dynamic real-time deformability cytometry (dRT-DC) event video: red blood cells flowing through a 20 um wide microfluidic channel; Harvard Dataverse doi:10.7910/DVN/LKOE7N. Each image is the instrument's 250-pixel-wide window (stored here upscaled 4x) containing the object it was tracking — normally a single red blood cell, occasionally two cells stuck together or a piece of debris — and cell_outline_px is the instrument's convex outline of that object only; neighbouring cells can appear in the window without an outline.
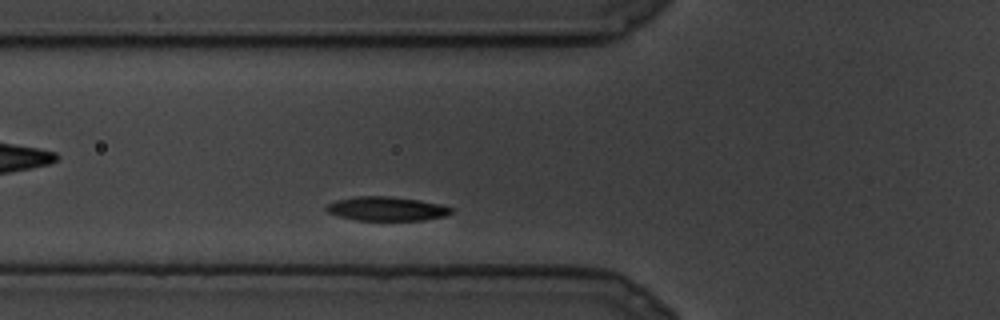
{"species": "common noctule bat (a hibernating species)", "species_latin": "Nyctalus noctula", "temperature_condition": "cold", "stored_images_in_passage": 4, "camera_frame_rate_fps": 3000, "um_per_image_px": 0.085, "animal": {"sex": "male", "body_mass_g": 19.5, "forearm_length_mm": 54.6}, "frame": {"image": 1, "passage_image": 2, "time_ms": 0.333, "image_size_px": [1000, 320], "cell_outline_px": [[452, 212], [444, 216], [424, 220], [356, 220], [340, 216], [328, 212], [324, 208], [328, 204], [336, 200], [356, 196], [388, 196], [420, 200], [440, 204], [452, 208]], "centroid_in_image_um": [32.85, 17.74], "position_along_channel_um": 92.9, "area_um2": 17.4}}
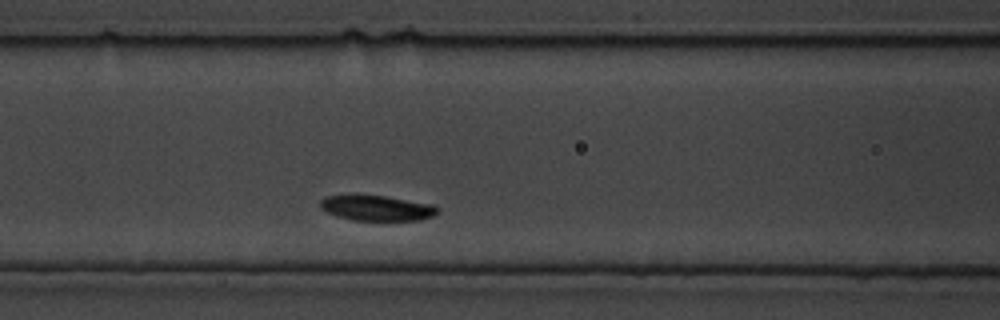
{"frame": {"image": 2, "passage_image": 4, "time_ms": 1.0, "image_size_px": [1000, 320], "cell_outline_px": [[440, 208], [432, 216], [420, 220], [352, 220], [336, 216], [320, 208], [320, 200], [328, 196], [384, 196], [432, 204]], "centroid_in_image_um": [32.04, 17.7], "position_along_channel_um": 134.6, "area_um2": 16.94}}